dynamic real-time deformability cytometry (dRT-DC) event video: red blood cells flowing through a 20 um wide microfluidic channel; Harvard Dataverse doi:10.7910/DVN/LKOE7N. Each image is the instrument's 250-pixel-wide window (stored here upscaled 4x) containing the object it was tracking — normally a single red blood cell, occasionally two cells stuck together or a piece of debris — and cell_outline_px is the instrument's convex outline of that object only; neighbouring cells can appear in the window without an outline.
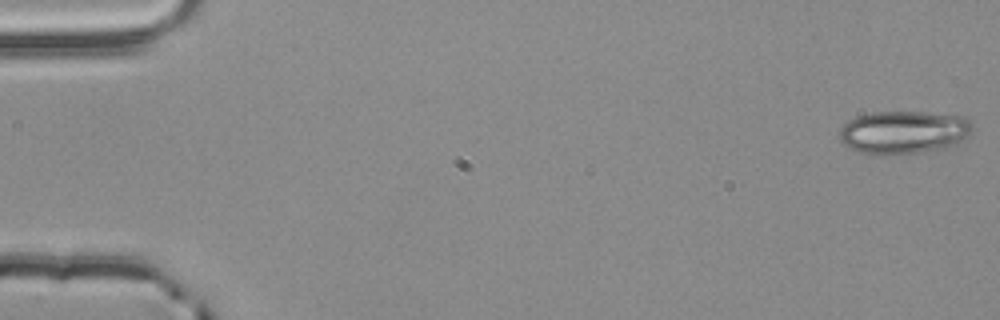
{"species": "common noctule bat (a hibernating species)", "species_latin": "Nyctalus noctula", "temperature_condition": "room temperature", "stored_images_in_passage": 54, "camera_frame_rate_fps": 3000, "um_per_image_px": 0.085, "animal": {"sex": "male", "body_mass_g": 20.4}, "frame": {"image": 1, "passage_image": 1, "time_ms": 0.0, "image_size_px": [1000, 320], "cell_outline_px": [[972, 128], [968, 136], [956, 144], [948, 148], [920, 152], [884, 156], [860, 152], [844, 144], [836, 136], [840, 128], [848, 120], [856, 116], [872, 112], [924, 112], [964, 116], [972, 124]], "centroid_in_image_um": [76.78, 11.25], "position_along_channel_um": 8.2, "area_um2": 33.76}}
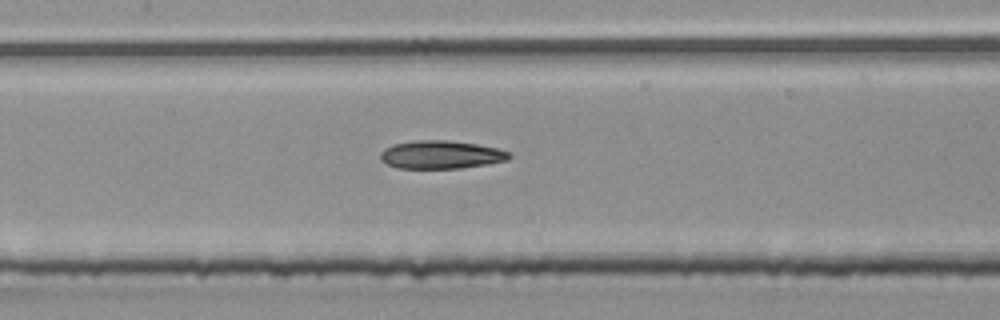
{"frame": {"image": 2, "passage_image": 26, "time_ms": 8.333, "image_size_px": [1000, 320], "cell_outline_px": [[512, 156], [508, 160], [488, 164], [460, 168], [396, 168], [380, 160], [380, 152], [384, 148], [392, 144], [416, 140], [448, 140], [476, 144], [496, 148], [508, 152]], "centroid_in_image_um": [37.45, 13.14], "position_along_channel_um": 169.9, "area_um2": 21.15}}
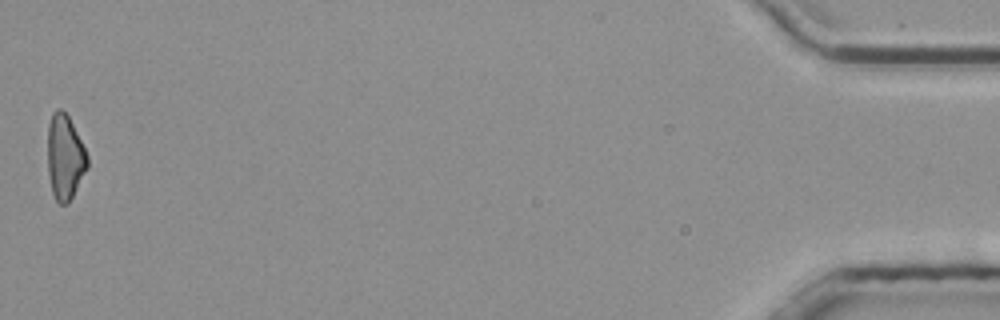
{"frame": {"image": 3, "passage_image": 54, "time_ms": 17.667, "image_size_px": [1000, 320], "cell_outline_px": [[88, 168], [68, 204], [60, 204], [56, 200], [52, 192], [48, 172], [48, 124], [52, 112], [56, 108], [60, 108], [68, 116], [88, 156]], "centroid_in_image_um": [5.51, 13.36], "position_along_channel_um": 429.7, "area_um2": 19.59}, "authors_computed_cell_mechanics": {"area_um2": 21.1548, "velocity_mm_per_s": 3.8741, "shape_relaxation_time_tau1_ms": null, "shape_relaxation_time_tau2_ms": 10.5932, "deformation_change_tau1": null, "deformation_change_tau2": 0.2359}}